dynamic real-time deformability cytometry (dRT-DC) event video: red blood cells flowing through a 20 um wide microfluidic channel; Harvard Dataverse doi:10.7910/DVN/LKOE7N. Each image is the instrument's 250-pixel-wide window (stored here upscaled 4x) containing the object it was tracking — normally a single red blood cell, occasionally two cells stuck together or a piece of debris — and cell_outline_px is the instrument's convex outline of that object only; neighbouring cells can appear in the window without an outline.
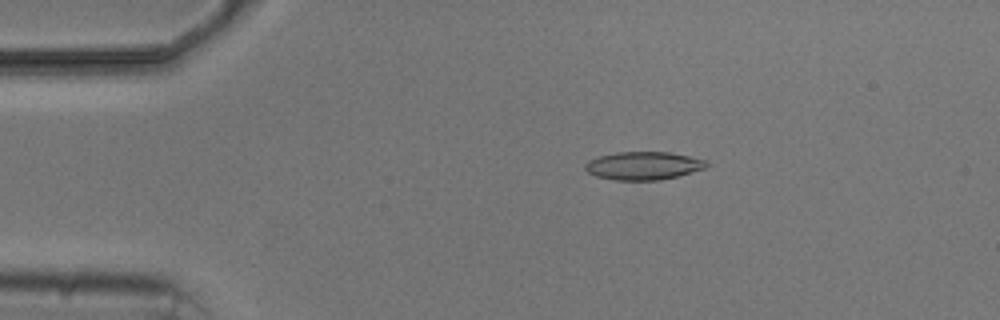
{"species": "common noctule bat (a hibernating species)", "species_latin": "Nyctalus noctula", "temperature_condition": "cold", "stored_images_in_passage": 2, "camera_frame_rate_fps": 3000, "um_per_image_px": 0.085, "animal": {"sex": "male", "body_mass_g": 20.5, "forearm_length_mm": 52.5}, "frame": {"image": 1, "passage_image": 1, "time_ms": 0.0, "image_size_px": [1000, 320], "cell_outline_px": [[708, 164], [704, 168], [676, 176], [660, 180], [616, 180], [596, 176], [588, 172], [584, 168], [584, 164], [588, 160], [600, 156], [616, 152], [668, 152], [708, 160]], "centroid_in_image_um": [54.66, 14.08], "position_along_channel_um": 30.3, "area_um2": 19.71}}